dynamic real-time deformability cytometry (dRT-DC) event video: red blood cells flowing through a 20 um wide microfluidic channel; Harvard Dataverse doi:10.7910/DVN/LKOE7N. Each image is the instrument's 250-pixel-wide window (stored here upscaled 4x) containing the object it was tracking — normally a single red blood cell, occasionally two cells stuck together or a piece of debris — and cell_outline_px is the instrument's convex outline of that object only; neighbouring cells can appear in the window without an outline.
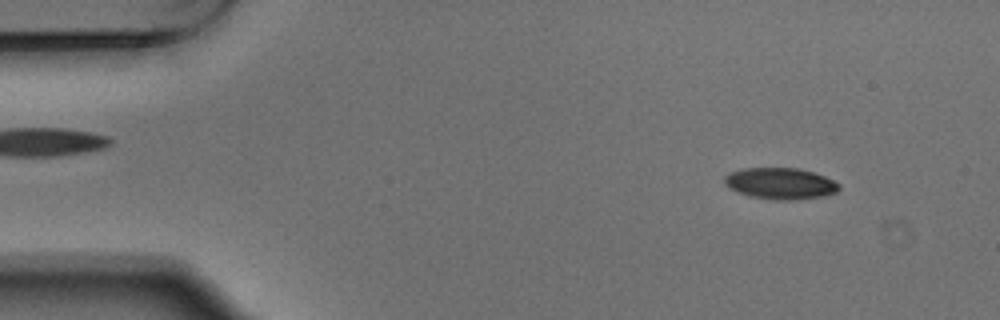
{"species": "Egyptian fruit bat (a non-hibernating species)", "species_latin": "Rousettus aegyptiacus", "temperature_condition": "warm", "stored_images_in_passage": 3, "camera_frame_rate_fps": 3000, "um_per_image_px": 0.085, "animal": {"sex": "male"}, "frame": {"image": 1, "passage_image": 1, "time_ms": 0.0, "image_size_px": [1000, 320], "cell_outline_px": [[840, 188], [836, 192], [824, 196], [796, 200], [776, 200], [748, 196], [728, 188], [724, 184], [724, 176], [732, 172], [744, 168], [796, 168], [812, 172], [824, 176], [840, 184]], "centroid_in_image_um": [66.32, 15.61], "position_along_channel_um": 18.7, "area_um2": 20.98}}